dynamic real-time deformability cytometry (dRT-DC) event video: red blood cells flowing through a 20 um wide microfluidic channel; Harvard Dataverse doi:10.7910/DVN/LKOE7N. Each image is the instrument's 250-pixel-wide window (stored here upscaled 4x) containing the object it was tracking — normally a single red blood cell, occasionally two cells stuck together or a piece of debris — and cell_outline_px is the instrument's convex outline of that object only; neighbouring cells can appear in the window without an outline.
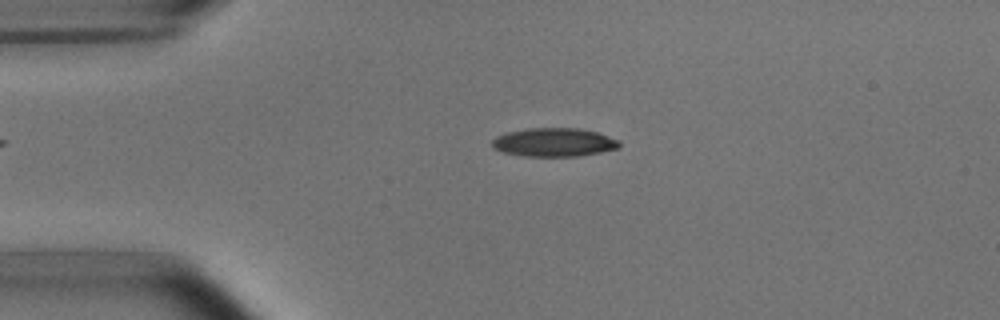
{"species": "common noctule bat (a hibernating species)", "species_latin": "Nyctalus noctula", "temperature_condition": "room temperature", "stored_images_in_passage": 42, "camera_frame_rate_fps": 3000, "um_per_image_px": 0.085, "animal": {"sex": "male", "body_mass_g": 15.6}, "frame": {"image": 1, "passage_image": 1, "time_ms": 0.0, "image_size_px": [1000, 320], "cell_outline_px": [[620, 148], [600, 152], [576, 156], [524, 156], [504, 152], [492, 148], [492, 140], [496, 136], [508, 132], [528, 128], [580, 128], [596, 132], [620, 140]], "centroid_in_image_um": [47.09, 12.09], "position_along_channel_um": 37.9, "area_um2": 21.15}}
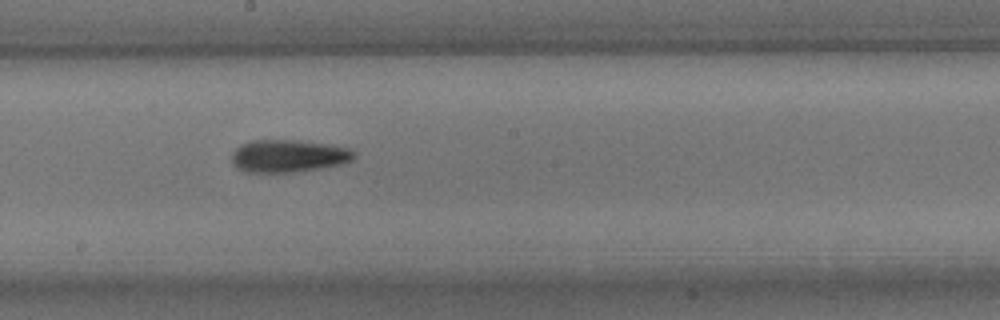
{"frame": {"image": 2, "passage_image": 18, "time_ms": 5.667, "image_size_px": [1000, 320], "cell_outline_px": [[356, 156], [352, 160], [340, 164], [320, 168], [292, 172], [244, 172], [236, 168], [232, 164], [232, 152], [240, 144], [252, 140], [296, 140], [324, 144], [348, 148], [356, 152]], "centroid_in_image_um": [24.47, 13.26], "position_along_channel_um": 223.7, "area_um2": 23.18}}
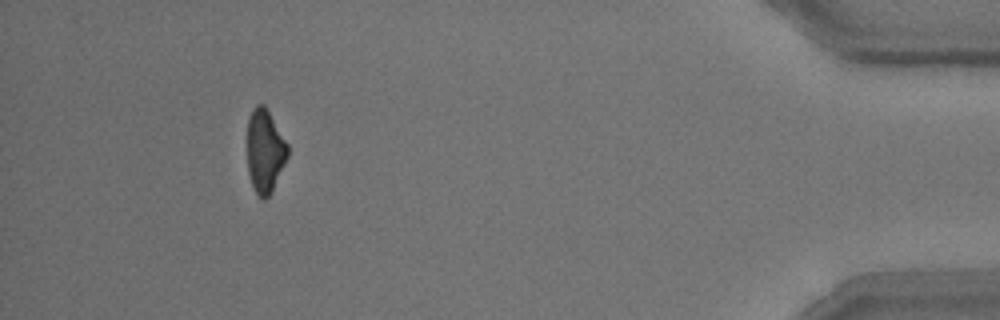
{"frame": {"image": 3, "passage_image": 38, "time_ms": 12.333, "image_size_px": [1000, 320], "cell_outline_px": [[288, 156], [268, 196], [264, 200], [260, 200], [252, 184], [248, 172], [248, 120], [252, 108], [256, 104], [264, 104], [288, 144]], "centroid_in_image_um": [22.51, 12.81], "position_along_channel_um": 412.7, "area_um2": 19.31}, "authors_computed_cell_mechanics": {"area_um2": 21.5883, "velocity_mm_per_s": 3.7691, "shape_relaxation_time_tau1_ms": 6.2543, "shape_relaxation_time_tau2_ms": 5.3159, "deformation_change_tau1": 0.1865, "deformation_change_tau2": 0.1453}}